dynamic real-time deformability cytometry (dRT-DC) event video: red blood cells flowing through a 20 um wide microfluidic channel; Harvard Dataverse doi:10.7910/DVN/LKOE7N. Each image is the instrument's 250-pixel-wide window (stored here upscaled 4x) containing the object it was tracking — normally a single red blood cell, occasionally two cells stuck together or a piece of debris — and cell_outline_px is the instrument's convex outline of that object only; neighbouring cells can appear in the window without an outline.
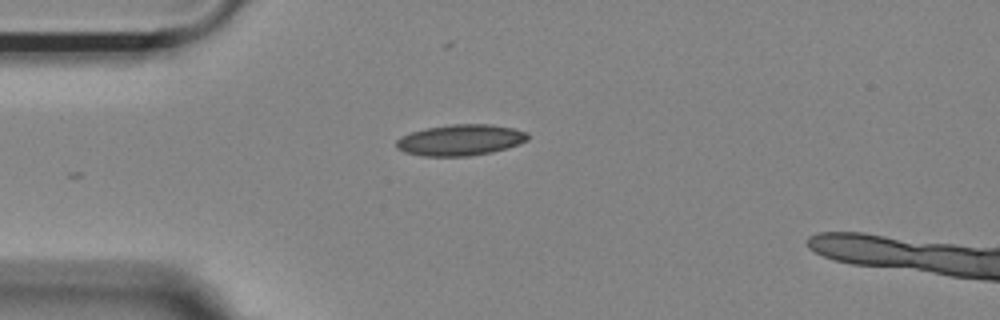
{"species": "Egyptian fruit bat (a non-hibernating species)", "species_latin": "Rousettus aegyptiacus", "temperature_condition": "room temperature", "stored_images_in_passage": 31, "camera_frame_rate_fps": 3000, "um_per_image_px": 0.085, "animal": {"sex": "female"}, "frame": {"image": 1, "passage_image": 1, "time_ms": 0.0, "image_size_px": [1000, 320], "cell_outline_px": [[528, 140], [520, 144], [508, 148], [492, 152], [468, 156], [424, 156], [404, 152], [396, 148], [396, 140], [400, 136], [424, 128], [452, 124], [488, 124], [512, 128], [528, 132]], "centroid_in_image_um": [39.13, 11.9], "position_along_channel_um": 45.9, "area_um2": 23.93}}
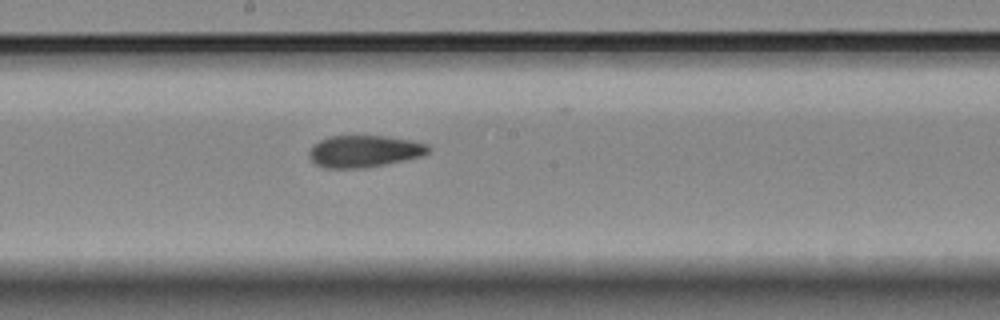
{"frame": {"image": 2, "passage_image": 16, "time_ms": 5.0, "image_size_px": [1000, 320], "cell_outline_px": [[432, 148], [428, 152], [420, 156], [384, 164], [360, 168], [324, 168], [316, 164], [308, 156], [308, 152], [312, 144], [328, 136], [384, 136], [412, 140], [428, 144]], "centroid_in_image_um": [30.92, 12.84], "position_along_channel_um": 217.3, "area_um2": 22.14}}
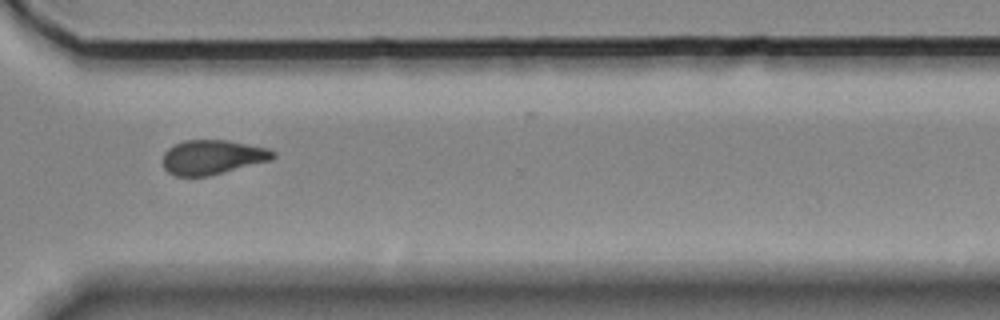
{"frame": {"image": 3, "passage_image": 27, "time_ms": 8.667, "image_size_px": [1000, 320], "cell_outline_px": [[276, 156], [272, 160], [208, 176], [176, 176], [168, 172], [164, 168], [164, 152], [172, 144], [184, 140], [228, 140], [268, 148], [276, 152]], "centroid_in_image_um": [18.07, 13.35], "position_along_channel_um": 352.5, "area_um2": 22.25}, "authors_computed_cell_mechanics": {"area_um2": 22.3686, "velocity_mm_per_s": 3.6889, "shape_relaxation_time_tau1_ms": null, "shape_relaxation_time_tau2_ms": 4.7478, "deformation_change_tau1": null, "deformation_change_tau2": 0.11}}